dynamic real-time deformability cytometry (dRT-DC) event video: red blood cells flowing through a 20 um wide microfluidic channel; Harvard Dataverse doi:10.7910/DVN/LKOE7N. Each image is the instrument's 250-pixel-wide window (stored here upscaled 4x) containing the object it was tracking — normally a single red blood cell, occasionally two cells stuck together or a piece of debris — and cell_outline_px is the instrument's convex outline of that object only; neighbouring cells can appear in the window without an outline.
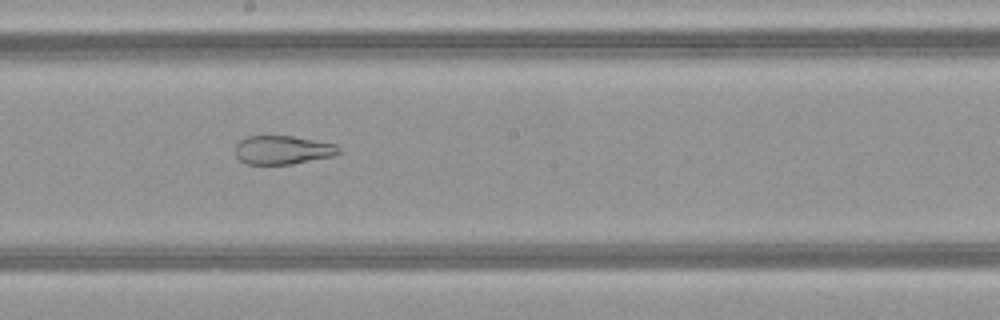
{"species": "common noctule bat (a hibernating species)", "species_latin": "Nyctalus noctula", "temperature_condition": "warm", "stored_images_in_passage": 48, "camera_frame_rate_fps": 3000, "um_per_image_px": 0.085, "animal": {"sex": "female", "body_mass_g": 21.9}, "frame": {"image": 1, "passage_image": 28, "time_ms": 9.0, "image_size_px": [1000, 320], "cell_outline_px": [[340, 152], [332, 156], [292, 164], [244, 164], [236, 156], [236, 144], [244, 136], [292, 136], [336, 144], [340, 148]], "centroid_in_image_um": [24.0, 12.74], "position_along_channel_um": 224.2, "area_um2": 17.28}}
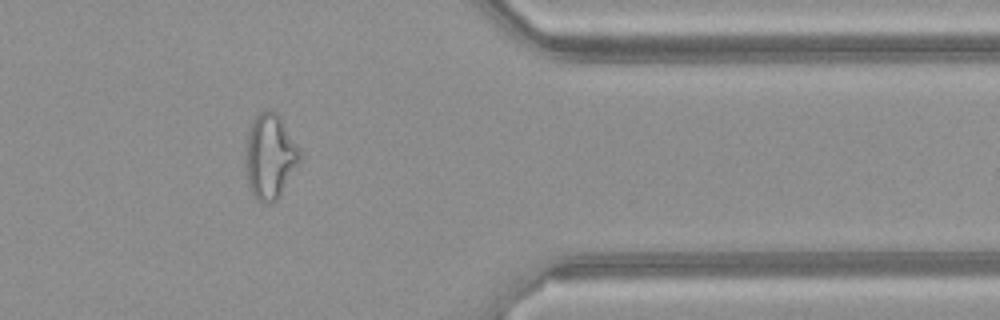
{"frame": {"image": 2, "passage_image": 41, "time_ms": 13.333, "image_size_px": [1000, 320], "cell_outline_px": [[300, 160], [280, 196], [276, 200], [268, 204], [264, 204], [256, 200], [248, 184], [244, 164], [244, 148], [248, 132], [252, 120], [260, 112], [268, 108], [276, 112], [280, 116], [300, 148]], "centroid_in_image_um": [22.92, 13.28], "position_along_channel_um": 388.5, "area_um2": 27.34}, "authors_computed_cell_mechanics": {"area_um2": 27.5417, "velocity_mm_per_s": 4.2139, "shape_relaxation_time_tau1_ms": null, "shape_relaxation_time_tau2_ms": 1.3111, "deformation_change_tau1": null, "deformation_change_tau2": 0.0927}}